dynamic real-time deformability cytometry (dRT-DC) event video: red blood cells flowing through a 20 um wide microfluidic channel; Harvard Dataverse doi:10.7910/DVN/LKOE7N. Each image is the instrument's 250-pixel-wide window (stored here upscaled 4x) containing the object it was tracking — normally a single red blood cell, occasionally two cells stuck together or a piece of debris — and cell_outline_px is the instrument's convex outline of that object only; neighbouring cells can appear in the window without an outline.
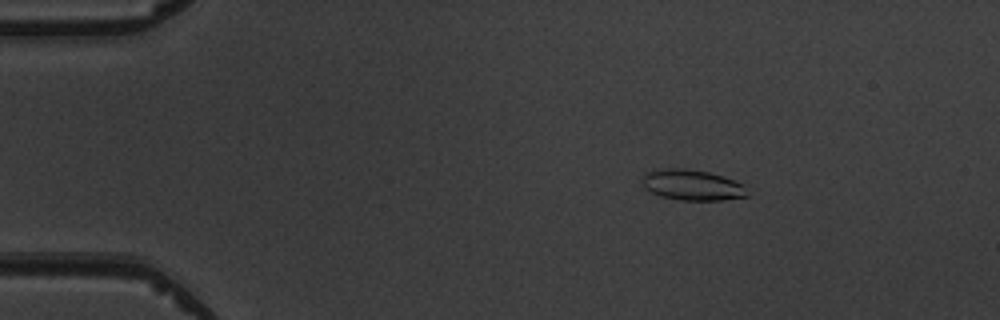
{"species": "common noctule bat (a hibernating species)", "species_latin": "Nyctalus noctula", "temperature_condition": "warm", "stored_images_in_passage": 5, "camera_frame_rate_fps": 3000, "um_per_image_px": 0.085, "animal": {"sex": "male", "body_mass_g": 19.5, "forearm_length_mm": 54.6}, "frame": {"image": 1, "passage_image": 3, "time_ms": 2.333, "image_size_px": [1000, 320], "cell_outline_px": [[748, 196], [720, 200], [680, 200], [660, 196], [644, 188], [644, 172], [664, 168], [684, 168], [708, 172], [724, 176], [744, 184]], "centroid_in_image_um": [58.85, 15.72], "position_along_channel_um": 26.2, "area_um2": 18.73}}